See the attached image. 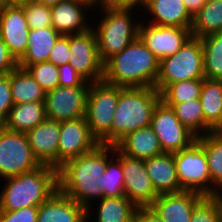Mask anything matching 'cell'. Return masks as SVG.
Returning <instances> with one entry per match:
<instances>
[{
	"instance_id": "44dd1931",
	"label": "cell",
	"mask_w": 222,
	"mask_h": 222,
	"mask_svg": "<svg viewBox=\"0 0 222 222\" xmlns=\"http://www.w3.org/2000/svg\"><path fill=\"white\" fill-rule=\"evenodd\" d=\"M37 222H86V209L58 190L38 206Z\"/></svg>"
},
{
	"instance_id": "7c38bea8",
	"label": "cell",
	"mask_w": 222,
	"mask_h": 222,
	"mask_svg": "<svg viewBox=\"0 0 222 222\" xmlns=\"http://www.w3.org/2000/svg\"><path fill=\"white\" fill-rule=\"evenodd\" d=\"M90 86H58L45 96L46 117L64 122L85 117L86 101Z\"/></svg>"
},
{
	"instance_id": "83f0119b",
	"label": "cell",
	"mask_w": 222,
	"mask_h": 222,
	"mask_svg": "<svg viewBox=\"0 0 222 222\" xmlns=\"http://www.w3.org/2000/svg\"><path fill=\"white\" fill-rule=\"evenodd\" d=\"M196 141L204 148L211 178V196L222 186V134L207 133Z\"/></svg>"
},
{
	"instance_id": "74e56055",
	"label": "cell",
	"mask_w": 222,
	"mask_h": 222,
	"mask_svg": "<svg viewBox=\"0 0 222 222\" xmlns=\"http://www.w3.org/2000/svg\"><path fill=\"white\" fill-rule=\"evenodd\" d=\"M13 105L10 88V72L0 74V125L7 119Z\"/></svg>"
},
{
	"instance_id": "f1b7e54d",
	"label": "cell",
	"mask_w": 222,
	"mask_h": 222,
	"mask_svg": "<svg viewBox=\"0 0 222 222\" xmlns=\"http://www.w3.org/2000/svg\"><path fill=\"white\" fill-rule=\"evenodd\" d=\"M222 30V0H207L193 16L192 36L202 38Z\"/></svg>"
},
{
	"instance_id": "e575fe53",
	"label": "cell",
	"mask_w": 222,
	"mask_h": 222,
	"mask_svg": "<svg viewBox=\"0 0 222 222\" xmlns=\"http://www.w3.org/2000/svg\"><path fill=\"white\" fill-rule=\"evenodd\" d=\"M26 70L39 83V85L47 92L59 86V70L50 62H40L29 65Z\"/></svg>"
},
{
	"instance_id": "30bf717a",
	"label": "cell",
	"mask_w": 222,
	"mask_h": 222,
	"mask_svg": "<svg viewBox=\"0 0 222 222\" xmlns=\"http://www.w3.org/2000/svg\"><path fill=\"white\" fill-rule=\"evenodd\" d=\"M151 127L163 153H175L190 147L197 136L176 117L175 111L160 101L154 109Z\"/></svg>"
},
{
	"instance_id": "e0dca14e",
	"label": "cell",
	"mask_w": 222,
	"mask_h": 222,
	"mask_svg": "<svg viewBox=\"0 0 222 222\" xmlns=\"http://www.w3.org/2000/svg\"><path fill=\"white\" fill-rule=\"evenodd\" d=\"M203 197L189 190L160 194L149 207L165 222H190L194 207Z\"/></svg>"
},
{
	"instance_id": "ba28073f",
	"label": "cell",
	"mask_w": 222,
	"mask_h": 222,
	"mask_svg": "<svg viewBox=\"0 0 222 222\" xmlns=\"http://www.w3.org/2000/svg\"><path fill=\"white\" fill-rule=\"evenodd\" d=\"M40 166L26 133L10 131L0 125V178L21 175Z\"/></svg>"
},
{
	"instance_id": "4316f807",
	"label": "cell",
	"mask_w": 222,
	"mask_h": 222,
	"mask_svg": "<svg viewBox=\"0 0 222 222\" xmlns=\"http://www.w3.org/2000/svg\"><path fill=\"white\" fill-rule=\"evenodd\" d=\"M99 201V202H98ZM97 202L95 222H135L137 206L122 197H104Z\"/></svg>"
},
{
	"instance_id": "4dcf8cb0",
	"label": "cell",
	"mask_w": 222,
	"mask_h": 222,
	"mask_svg": "<svg viewBox=\"0 0 222 222\" xmlns=\"http://www.w3.org/2000/svg\"><path fill=\"white\" fill-rule=\"evenodd\" d=\"M199 100L205 121L213 127L222 113V80L204 78Z\"/></svg>"
},
{
	"instance_id": "277c9868",
	"label": "cell",
	"mask_w": 222,
	"mask_h": 222,
	"mask_svg": "<svg viewBox=\"0 0 222 222\" xmlns=\"http://www.w3.org/2000/svg\"><path fill=\"white\" fill-rule=\"evenodd\" d=\"M161 101L156 88L121 87L112 122V145L136 130L151 125L155 107Z\"/></svg>"
},
{
	"instance_id": "7402d4cb",
	"label": "cell",
	"mask_w": 222,
	"mask_h": 222,
	"mask_svg": "<svg viewBox=\"0 0 222 222\" xmlns=\"http://www.w3.org/2000/svg\"><path fill=\"white\" fill-rule=\"evenodd\" d=\"M155 192L160 194L182 191L173 153H163L144 160Z\"/></svg>"
},
{
	"instance_id": "8fae6325",
	"label": "cell",
	"mask_w": 222,
	"mask_h": 222,
	"mask_svg": "<svg viewBox=\"0 0 222 222\" xmlns=\"http://www.w3.org/2000/svg\"><path fill=\"white\" fill-rule=\"evenodd\" d=\"M70 65L88 82L103 81L104 63L98 52L97 36L93 28L69 35Z\"/></svg>"
},
{
	"instance_id": "d6986e66",
	"label": "cell",
	"mask_w": 222,
	"mask_h": 222,
	"mask_svg": "<svg viewBox=\"0 0 222 222\" xmlns=\"http://www.w3.org/2000/svg\"><path fill=\"white\" fill-rule=\"evenodd\" d=\"M90 10L93 13L92 9L81 1L63 0L51 7L52 27L61 35L83 33L92 26L89 23L91 20L87 19Z\"/></svg>"
},
{
	"instance_id": "d4e9b609",
	"label": "cell",
	"mask_w": 222,
	"mask_h": 222,
	"mask_svg": "<svg viewBox=\"0 0 222 222\" xmlns=\"http://www.w3.org/2000/svg\"><path fill=\"white\" fill-rule=\"evenodd\" d=\"M46 118L45 102L14 104L2 125L10 131L27 133Z\"/></svg>"
},
{
	"instance_id": "5b68a950",
	"label": "cell",
	"mask_w": 222,
	"mask_h": 222,
	"mask_svg": "<svg viewBox=\"0 0 222 222\" xmlns=\"http://www.w3.org/2000/svg\"><path fill=\"white\" fill-rule=\"evenodd\" d=\"M137 10L135 12L134 8L110 5L99 8L98 13L101 15H99L101 17L98 20L99 23L93 21L95 25L91 27L96 33L99 57L103 63L114 54L120 53L138 37L141 19L136 17Z\"/></svg>"
},
{
	"instance_id": "f546056e",
	"label": "cell",
	"mask_w": 222,
	"mask_h": 222,
	"mask_svg": "<svg viewBox=\"0 0 222 222\" xmlns=\"http://www.w3.org/2000/svg\"><path fill=\"white\" fill-rule=\"evenodd\" d=\"M164 104L171 107L180 122L197 137L211 132L212 127L204 119L199 99Z\"/></svg>"
},
{
	"instance_id": "60d3db41",
	"label": "cell",
	"mask_w": 222,
	"mask_h": 222,
	"mask_svg": "<svg viewBox=\"0 0 222 222\" xmlns=\"http://www.w3.org/2000/svg\"><path fill=\"white\" fill-rule=\"evenodd\" d=\"M59 70V86L77 87L90 86V82L86 81L70 63L58 66Z\"/></svg>"
},
{
	"instance_id": "484cf974",
	"label": "cell",
	"mask_w": 222,
	"mask_h": 222,
	"mask_svg": "<svg viewBox=\"0 0 222 222\" xmlns=\"http://www.w3.org/2000/svg\"><path fill=\"white\" fill-rule=\"evenodd\" d=\"M10 88L14 104L45 102L46 91L26 69L17 67L10 72Z\"/></svg>"
},
{
	"instance_id": "f35d334b",
	"label": "cell",
	"mask_w": 222,
	"mask_h": 222,
	"mask_svg": "<svg viewBox=\"0 0 222 222\" xmlns=\"http://www.w3.org/2000/svg\"><path fill=\"white\" fill-rule=\"evenodd\" d=\"M69 57V35H61L51 49L48 62L53 63L55 66H61L70 62Z\"/></svg>"
},
{
	"instance_id": "6da1fadb",
	"label": "cell",
	"mask_w": 222,
	"mask_h": 222,
	"mask_svg": "<svg viewBox=\"0 0 222 222\" xmlns=\"http://www.w3.org/2000/svg\"><path fill=\"white\" fill-rule=\"evenodd\" d=\"M114 155L115 146L99 144L92 152L67 161L58 169L59 190L86 209V222H93V202L102 199V175Z\"/></svg>"
},
{
	"instance_id": "603a6c76",
	"label": "cell",
	"mask_w": 222,
	"mask_h": 222,
	"mask_svg": "<svg viewBox=\"0 0 222 222\" xmlns=\"http://www.w3.org/2000/svg\"><path fill=\"white\" fill-rule=\"evenodd\" d=\"M115 147L120 153L134 159L145 160L163 154L160 141L151 125L126 135Z\"/></svg>"
},
{
	"instance_id": "9c48e42d",
	"label": "cell",
	"mask_w": 222,
	"mask_h": 222,
	"mask_svg": "<svg viewBox=\"0 0 222 222\" xmlns=\"http://www.w3.org/2000/svg\"><path fill=\"white\" fill-rule=\"evenodd\" d=\"M182 190L211 196V178L204 148L195 141L190 147L173 153Z\"/></svg>"
},
{
	"instance_id": "7bdbcfd3",
	"label": "cell",
	"mask_w": 222,
	"mask_h": 222,
	"mask_svg": "<svg viewBox=\"0 0 222 222\" xmlns=\"http://www.w3.org/2000/svg\"><path fill=\"white\" fill-rule=\"evenodd\" d=\"M135 222H165L150 207H138Z\"/></svg>"
},
{
	"instance_id": "8d00e7d4",
	"label": "cell",
	"mask_w": 222,
	"mask_h": 222,
	"mask_svg": "<svg viewBox=\"0 0 222 222\" xmlns=\"http://www.w3.org/2000/svg\"><path fill=\"white\" fill-rule=\"evenodd\" d=\"M190 222H222V211L213 196H204L194 207Z\"/></svg>"
},
{
	"instance_id": "d590c367",
	"label": "cell",
	"mask_w": 222,
	"mask_h": 222,
	"mask_svg": "<svg viewBox=\"0 0 222 222\" xmlns=\"http://www.w3.org/2000/svg\"><path fill=\"white\" fill-rule=\"evenodd\" d=\"M22 6L30 29L52 26L51 7L36 3L33 0H26Z\"/></svg>"
},
{
	"instance_id": "ac0fdd59",
	"label": "cell",
	"mask_w": 222,
	"mask_h": 222,
	"mask_svg": "<svg viewBox=\"0 0 222 222\" xmlns=\"http://www.w3.org/2000/svg\"><path fill=\"white\" fill-rule=\"evenodd\" d=\"M35 158L41 165L58 170L60 122L46 118L26 133Z\"/></svg>"
},
{
	"instance_id": "4fadbf2b",
	"label": "cell",
	"mask_w": 222,
	"mask_h": 222,
	"mask_svg": "<svg viewBox=\"0 0 222 222\" xmlns=\"http://www.w3.org/2000/svg\"><path fill=\"white\" fill-rule=\"evenodd\" d=\"M115 156L122 164L125 197L137 207H149L159 195L154 190L144 160L129 158L116 147Z\"/></svg>"
},
{
	"instance_id": "cb8c5ba5",
	"label": "cell",
	"mask_w": 222,
	"mask_h": 222,
	"mask_svg": "<svg viewBox=\"0 0 222 222\" xmlns=\"http://www.w3.org/2000/svg\"><path fill=\"white\" fill-rule=\"evenodd\" d=\"M61 36L52 26L30 29L28 34V49L18 61V67L26 69L29 65L47 62L51 49Z\"/></svg>"
},
{
	"instance_id": "8992f818",
	"label": "cell",
	"mask_w": 222,
	"mask_h": 222,
	"mask_svg": "<svg viewBox=\"0 0 222 222\" xmlns=\"http://www.w3.org/2000/svg\"><path fill=\"white\" fill-rule=\"evenodd\" d=\"M204 78L202 42L200 38L191 36L174 55L159 61L155 88L161 92L168 84Z\"/></svg>"
},
{
	"instance_id": "1f68e13d",
	"label": "cell",
	"mask_w": 222,
	"mask_h": 222,
	"mask_svg": "<svg viewBox=\"0 0 222 222\" xmlns=\"http://www.w3.org/2000/svg\"><path fill=\"white\" fill-rule=\"evenodd\" d=\"M205 78L222 80V30L201 38Z\"/></svg>"
},
{
	"instance_id": "f907efd6",
	"label": "cell",
	"mask_w": 222,
	"mask_h": 222,
	"mask_svg": "<svg viewBox=\"0 0 222 222\" xmlns=\"http://www.w3.org/2000/svg\"><path fill=\"white\" fill-rule=\"evenodd\" d=\"M26 0H5L7 5H22Z\"/></svg>"
},
{
	"instance_id": "5bb4252c",
	"label": "cell",
	"mask_w": 222,
	"mask_h": 222,
	"mask_svg": "<svg viewBox=\"0 0 222 222\" xmlns=\"http://www.w3.org/2000/svg\"><path fill=\"white\" fill-rule=\"evenodd\" d=\"M99 144L85 117L60 122L58 169L67 161L92 152Z\"/></svg>"
},
{
	"instance_id": "7dc6e473",
	"label": "cell",
	"mask_w": 222,
	"mask_h": 222,
	"mask_svg": "<svg viewBox=\"0 0 222 222\" xmlns=\"http://www.w3.org/2000/svg\"><path fill=\"white\" fill-rule=\"evenodd\" d=\"M33 1L48 7H53L63 0H33Z\"/></svg>"
},
{
	"instance_id": "bcb514c9",
	"label": "cell",
	"mask_w": 222,
	"mask_h": 222,
	"mask_svg": "<svg viewBox=\"0 0 222 222\" xmlns=\"http://www.w3.org/2000/svg\"><path fill=\"white\" fill-rule=\"evenodd\" d=\"M78 1L86 3L93 10V12H96V10L99 8H103L109 5V0H78Z\"/></svg>"
},
{
	"instance_id": "ee69618b",
	"label": "cell",
	"mask_w": 222,
	"mask_h": 222,
	"mask_svg": "<svg viewBox=\"0 0 222 222\" xmlns=\"http://www.w3.org/2000/svg\"><path fill=\"white\" fill-rule=\"evenodd\" d=\"M147 2L148 0H109V5L113 7L134 8L135 10L138 9V13H140L143 11L142 9H144Z\"/></svg>"
},
{
	"instance_id": "ab89813d",
	"label": "cell",
	"mask_w": 222,
	"mask_h": 222,
	"mask_svg": "<svg viewBox=\"0 0 222 222\" xmlns=\"http://www.w3.org/2000/svg\"><path fill=\"white\" fill-rule=\"evenodd\" d=\"M38 206L14 211H0V222H37Z\"/></svg>"
},
{
	"instance_id": "7a4b0ae2",
	"label": "cell",
	"mask_w": 222,
	"mask_h": 222,
	"mask_svg": "<svg viewBox=\"0 0 222 222\" xmlns=\"http://www.w3.org/2000/svg\"><path fill=\"white\" fill-rule=\"evenodd\" d=\"M159 60L137 37L104 63L103 81L114 86L155 88Z\"/></svg>"
},
{
	"instance_id": "681fc988",
	"label": "cell",
	"mask_w": 222,
	"mask_h": 222,
	"mask_svg": "<svg viewBox=\"0 0 222 222\" xmlns=\"http://www.w3.org/2000/svg\"><path fill=\"white\" fill-rule=\"evenodd\" d=\"M213 197L217 200L218 202V205H219V208L221 209L222 211V186H220L215 194L213 195Z\"/></svg>"
},
{
	"instance_id": "3957f363",
	"label": "cell",
	"mask_w": 222,
	"mask_h": 222,
	"mask_svg": "<svg viewBox=\"0 0 222 222\" xmlns=\"http://www.w3.org/2000/svg\"><path fill=\"white\" fill-rule=\"evenodd\" d=\"M4 181L0 193V211L39 206L59 190L58 170L47 165Z\"/></svg>"
},
{
	"instance_id": "9a60e30c",
	"label": "cell",
	"mask_w": 222,
	"mask_h": 222,
	"mask_svg": "<svg viewBox=\"0 0 222 222\" xmlns=\"http://www.w3.org/2000/svg\"><path fill=\"white\" fill-rule=\"evenodd\" d=\"M191 36V28L139 23L138 37L159 61L174 55Z\"/></svg>"
},
{
	"instance_id": "d6a6232c",
	"label": "cell",
	"mask_w": 222,
	"mask_h": 222,
	"mask_svg": "<svg viewBox=\"0 0 222 222\" xmlns=\"http://www.w3.org/2000/svg\"><path fill=\"white\" fill-rule=\"evenodd\" d=\"M203 79L185 80L168 84L161 92L163 103H183L200 98Z\"/></svg>"
},
{
	"instance_id": "f6af8a7d",
	"label": "cell",
	"mask_w": 222,
	"mask_h": 222,
	"mask_svg": "<svg viewBox=\"0 0 222 222\" xmlns=\"http://www.w3.org/2000/svg\"><path fill=\"white\" fill-rule=\"evenodd\" d=\"M207 0H183L188 12L194 16L206 3Z\"/></svg>"
},
{
	"instance_id": "c3c4849f",
	"label": "cell",
	"mask_w": 222,
	"mask_h": 222,
	"mask_svg": "<svg viewBox=\"0 0 222 222\" xmlns=\"http://www.w3.org/2000/svg\"><path fill=\"white\" fill-rule=\"evenodd\" d=\"M211 132L215 134H222V113L219 121L211 128Z\"/></svg>"
},
{
	"instance_id": "2e32d148",
	"label": "cell",
	"mask_w": 222,
	"mask_h": 222,
	"mask_svg": "<svg viewBox=\"0 0 222 222\" xmlns=\"http://www.w3.org/2000/svg\"><path fill=\"white\" fill-rule=\"evenodd\" d=\"M30 28L22 5H7L0 12V37L19 61L28 49Z\"/></svg>"
},
{
	"instance_id": "52a82bcc",
	"label": "cell",
	"mask_w": 222,
	"mask_h": 222,
	"mask_svg": "<svg viewBox=\"0 0 222 222\" xmlns=\"http://www.w3.org/2000/svg\"><path fill=\"white\" fill-rule=\"evenodd\" d=\"M119 98V86L104 81L90 83L85 118L93 137L103 145H112V122Z\"/></svg>"
},
{
	"instance_id": "816d5d0a",
	"label": "cell",
	"mask_w": 222,
	"mask_h": 222,
	"mask_svg": "<svg viewBox=\"0 0 222 222\" xmlns=\"http://www.w3.org/2000/svg\"><path fill=\"white\" fill-rule=\"evenodd\" d=\"M5 6H7L5 0H0V11H1Z\"/></svg>"
},
{
	"instance_id": "836d02e7",
	"label": "cell",
	"mask_w": 222,
	"mask_h": 222,
	"mask_svg": "<svg viewBox=\"0 0 222 222\" xmlns=\"http://www.w3.org/2000/svg\"><path fill=\"white\" fill-rule=\"evenodd\" d=\"M124 194V175L121 161L114 155L102 175V198L122 197Z\"/></svg>"
},
{
	"instance_id": "ffe728a7",
	"label": "cell",
	"mask_w": 222,
	"mask_h": 222,
	"mask_svg": "<svg viewBox=\"0 0 222 222\" xmlns=\"http://www.w3.org/2000/svg\"><path fill=\"white\" fill-rule=\"evenodd\" d=\"M145 9L146 21L153 25L191 28L193 16L183 0H148ZM149 15V16H148ZM148 17L151 19L149 20ZM152 21V22H151Z\"/></svg>"
},
{
	"instance_id": "b9f144b4",
	"label": "cell",
	"mask_w": 222,
	"mask_h": 222,
	"mask_svg": "<svg viewBox=\"0 0 222 222\" xmlns=\"http://www.w3.org/2000/svg\"><path fill=\"white\" fill-rule=\"evenodd\" d=\"M18 67V61L10 53L0 37V74H7Z\"/></svg>"
}]
</instances>
